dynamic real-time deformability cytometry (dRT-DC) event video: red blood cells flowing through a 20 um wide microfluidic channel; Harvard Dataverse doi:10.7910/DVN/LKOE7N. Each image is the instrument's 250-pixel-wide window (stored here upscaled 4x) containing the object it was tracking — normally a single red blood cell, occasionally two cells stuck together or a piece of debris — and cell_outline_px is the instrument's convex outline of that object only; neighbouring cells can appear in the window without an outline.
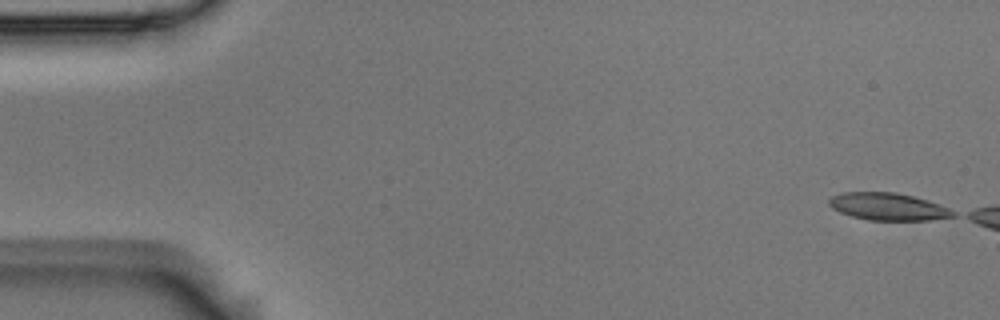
{"species": "Egyptian fruit bat (a non-hibernating species)", "species_latin": "Rousettus aegyptiacus", "temperature_condition": "room temperature", "stored_images_in_passage": 1, "camera_frame_rate_fps": 3000, "um_per_image_px": 0.085, "animal": {"sex": "male"}, "frame": {"image": 1, "passage_image": 1, "time_ms": 0.0, "image_size_px": [1000, 320], "cell_outline_px": [[956, 216], [928, 220], [868, 220], [852, 216], [840, 212], [832, 208], [828, 204], [828, 200], [832, 196], [844, 192], [896, 192], [928, 200], [948, 208], [956, 212]], "centroid_in_image_um": [75.48, 17.56], "position_along_channel_um": 9.5, "area_um2": 19.71}}